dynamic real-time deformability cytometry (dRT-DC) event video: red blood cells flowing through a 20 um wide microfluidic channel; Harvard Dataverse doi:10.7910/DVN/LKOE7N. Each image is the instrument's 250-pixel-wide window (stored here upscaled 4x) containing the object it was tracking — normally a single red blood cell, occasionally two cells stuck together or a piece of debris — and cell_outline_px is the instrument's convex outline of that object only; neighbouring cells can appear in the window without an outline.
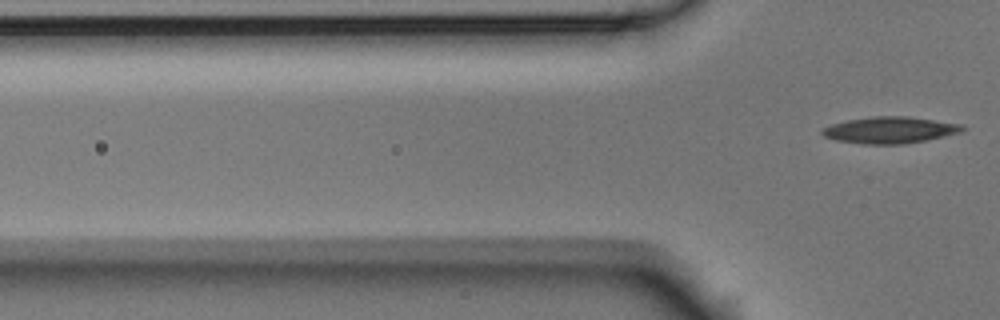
{"species": "Egyptian fruit bat (a non-hibernating species)", "species_latin": "Rousettus aegyptiacus", "temperature_condition": "room temperature", "stored_images_in_passage": 5, "segment_of_instrument_passage": [2, 2], "camera_frame_rate_fps": 3000, "um_per_image_px": 0.085, "animal": {"sex": "male"}, "frame": {"image": 1, "passage_image": 5, "time_ms": 1.333, "image_size_px": [1000, 320], "cell_outline_px": [[968, 128], [964, 132], [924, 140], [900, 144], [864, 144], [836, 140], [824, 136], [820, 132], [820, 128], [832, 124], [848, 120], [872, 116], [908, 116], [960, 124]], "centroid_in_image_um": [75.64, 11.05], "position_along_channel_um": 50.2, "area_um2": 21.68}}